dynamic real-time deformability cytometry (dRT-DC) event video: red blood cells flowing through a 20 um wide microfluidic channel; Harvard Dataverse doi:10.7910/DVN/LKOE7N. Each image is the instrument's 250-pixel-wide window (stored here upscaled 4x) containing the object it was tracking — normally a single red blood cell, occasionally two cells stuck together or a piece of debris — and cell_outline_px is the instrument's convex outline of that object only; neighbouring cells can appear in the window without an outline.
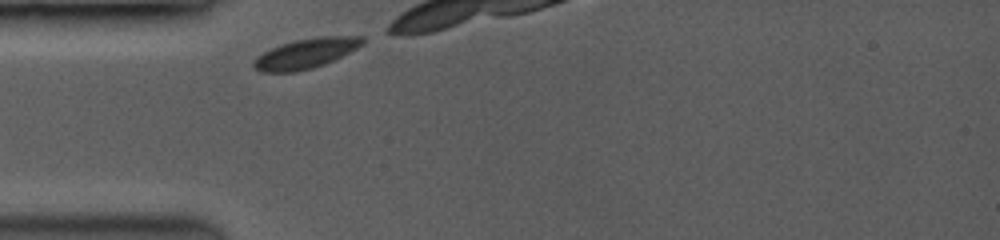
{"species": "common noctule bat (a hibernating species)", "species_latin": "Nyctalus noctula", "temperature_condition": "room temperature", "stored_images_in_passage": 13, "camera_frame_rate_fps": 3500, "um_per_image_px": 0.085, "animal": {"sex": "female", "body_mass_g": 19.0, "forearm_length_mm": 53.3}, "frame": {"image": 1, "passage_image": 1, "time_ms": 0.0, "image_size_px": [1000, 240], "cell_outline_px": [[364, 44], [324, 64], [312, 68], [292, 72], [264, 72], [256, 68], [252, 64], [252, 60], [256, 56], [280, 44], [296, 40], [320, 36], [364, 36]], "centroid_in_image_um": [25.98, 4.53], "position_along_channel_um": 59.0, "area_um2": 18.73}}